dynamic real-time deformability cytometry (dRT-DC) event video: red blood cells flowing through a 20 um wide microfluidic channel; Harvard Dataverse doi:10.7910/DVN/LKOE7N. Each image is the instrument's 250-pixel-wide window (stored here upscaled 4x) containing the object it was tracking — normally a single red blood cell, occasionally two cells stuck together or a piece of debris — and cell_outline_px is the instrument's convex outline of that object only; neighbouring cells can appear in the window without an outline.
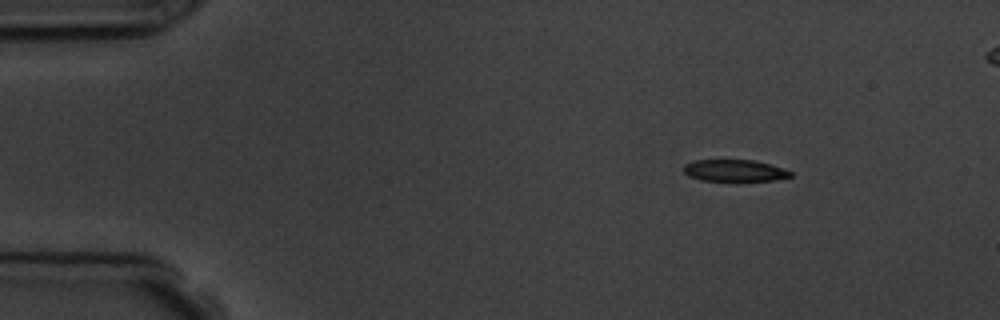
{"species": "common noctule bat (a hibernating species)", "species_latin": "Nyctalus noctula", "temperature_condition": "room temperature", "stored_images_in_passage": 7, "camera_frame_rate_fps": 3000, "um_per_image_px": 0.085, "animal": {"sex": "male", "body_mass_g": 19.5, "forearm_length_mm": 54.6}, "frame": {"image": 1, "passage_image": 1, "time_ms": 0.0, "image_size_px": [1000, 320], "cell_outline_px": [[792, 176], [776, 180], [700, 180], [688, 176], [684, 172], [684, 164], [696, 160], [752, 160], [784, 168], [792, 172]], "centroid_in_image_um": [62.43, 14.49], "position_along_channel_um": 22.6, "area_um2": 13.35}}
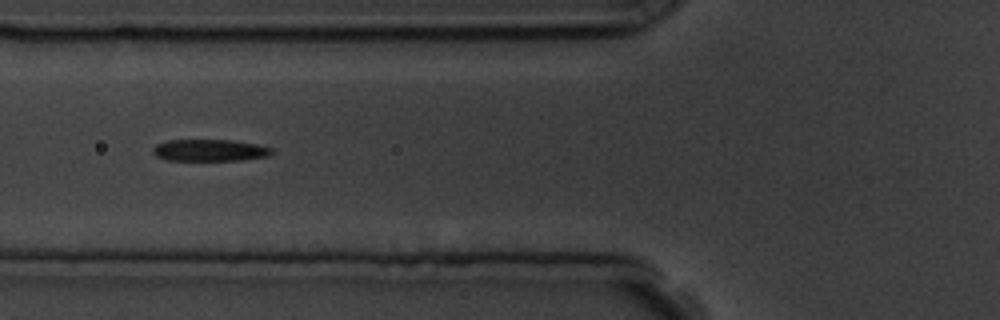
{"frame": {"image": 2, "passage_image": 5, "time_ms": 4.333, "image_size_px": [1000, 320], "cell_outline_px": [[272, 152], [268, 156], [240, 160], [168, 160], [156, 156], [152, 152], [152, 148], [156, 144], [168, 140], [232, 140], [256, 144], [272, 148]], "centroid_in_image_um": [17.79, 12.77], "position_along_channel_um": 108.0, "area_um2": 15.03}}